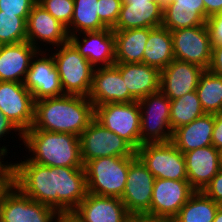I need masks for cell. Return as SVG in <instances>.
I'll use <instances>...</instances> for the list:
<instances>
[{
	"instance_id": "1",
	"label": "cell",
	"mask_w": 222,
	"mask_h": 222,
	"mask_svg": "<svg viewBox=\"0 0 222 222\" xmlns=\"http://www.w3.org/2000/svg\"><path fill=\"white\" fill-rule=\"evenodd\" d=\"M27 158L14 163V185L58 214L70 215L88 193L84 167H50Z\"/></svg>"
},
{
	"instance_id": "2",
	"label": "cell",
	"mask_w": 222,
	"mask_h": 222,
	"mask_svg": "<svg viewBox=\"0 0 222 222\" xmlns=\"http://www.w3.org/2000/svg\"><path fill=\"white\" fill-rule=\"evenodd\" d=\"M95 118L93 103L85 96L62 95L35 102L33 125L28 130L80 136Z\"/></svg>"
},
{
	"instance_id": "3",
	"label": "cell",
	"mask_w": 222,
	"mask_h": 222,
	"mask_svg": "<svg viewBox=\"0 0 222 222\" xmlns=\"http://www.w3.org/2000/svg\"><path fill=\"white\" fill-rule=\"evenodd\" d=\"M29 160L50 167H84L80 139L69 133L27 130L23 134Z\"/></svg>"
},
{
	"instance_id": "4",
	"label": "cell",
	"mask_w": 222,
	"mask_h": 222,
	"mask_svg": "<svg viewBox=\"0 0 222 222\" xmlns=\"http://www.w3.org/2000/svg\"><path fill=\"white\" fill-rule=\"evenodd\" d=\"M136 157L110 156L88 161L84 165L88 193L121 198L126 184L129 164Z\"/></svg>"
},
{
	"instance_id": "5",
	"label": "cell",
	"mask_w": 222,
	"mask_h": 222,
	"mask_svg": "<svg viewBox=\"0 0 222 222\" xmlns=\"http://www.w3.org/2000/svg\"><path fill=\"white\" fill-rule=\"evenodd\" d=\"M51 53L60 76L64 94L88 97L93 79L94 67L79 54L76 47L66 42Z\"/></svg>"
},
{
	"instance_id": "6",
	"label": "cell",
	"mask_w": 222,
	"mask_h": 222,
	"mask_svg": "<svg viewBox=\"0 0 222 222\" xmlns=\"http://www.w3.org/2000/svg\"><path fill=\"white\" fill-rule=\"evenodd\" d=\"M140 106V146L171 141V100L160 90L137 101Z\"/></svg>"
},
{
	"instance_id": "7",
	"label": "cell",
	"mask_w": 222,
	"mask_h": 222,
	"mask_svg": "<svg viewBox=\"0 0 222 222\" xmlns=\"http://www.w3.org/2000/svg\"><path fill=\"white\" fill-rule=\"evenodd\" d=\"M79 139L84 165L100 157L137 156L136 150L127 141L105 128L95 118L80 134Z\"/></svg>"
},
{
	"instance_id": "8",
	"label": "cell",
	"mask_w": 222,
	"mask_h": 222,
	"mask_svg": "<svg viewBox=\"0 0 222 222\" xmlns=\"http://www.w3.org/2000/svg\"><path fill=\"white\" fill-rule=\"evenodd\" d=\"M136 155L155 179L188 180L184 154L171 142L142 144Z\"/></svg>"
},
{
	"instance_id": "9",
	"label": "cell",
	"mask_w": 222,
	"mask_h": 222,
	"mask_svg": "<svg viewBox=\"0 0 222 222\" xmlns=\"http://www.w3.org/2000/svg\"><path fill=\"white\" fill-rule=\"evenodd\" d=\"M95 119L135 150L140 147V106L137 101L96 106Z\"/></svg>"
},
{
	"instance_id": "10",
	"label": "cell",
	"mask_w": 222,
	"mask_h": 222,
	"mask_svg": "<svg viewBox=\"0 0 222 222\" xmlns=\"http://www.w3.org/2000/svg\"><path fill=\"white\" fill-rule=\"evenodd\" d=\"M53 208L32 200L14 184L0 197V222H56Z\"/></svg>"
},
{
	"instance_id": "11",
	"label": "cell",
	"mask_w": 222,
	"mask_h": 222,
	"mask_svg": "<svg viewBox=\"0 0 222 222\" xmlns=\"http://www.w3.org/2000/svg\"><path fill=\"white\" fill-rule=\"evenodd\" d=\"M174 59L207 70L211 63L212 42L206 26L199 25L171 31Z\"/></svg>"
},
{
	"instance_id": "12",
	"label": "cell",
	"mask_w": 222,
	"mask_h": 222,
	"mask_svg": "<svg viewBox=\"0 0 222 222\" xmlns=\"http://www.w3.org/2000/svg\"><path fill=\"white\" fill-rule=\"evenodd\" d=\"M155 177L136 157L130 164L125 188L120 198L131 215L150 217V205Z\"/></svg>"
},
{
	"instance_id": "13",
	"label": "cell",
	"mask_w": 222,
	"mask_h": 222,
	"mask_svg": "<svg viewBox=\"0 0 222 222\" xmlns=\"http://www.w3.org/2000/svg\"><path fill=\"white\" fill-rule=\"evenodd\" d=\"M48 49L38 51L32 58L24 79V86L30 91L34 101L65 95L61 86L52 53Z\"/></svg>"
},
{
	"instance_id": "14",
	"label": "cell",
	"mask_w": 222,
	"mask_h": 222,
	"mask_svg": "<svg viewBox=\"0 0 222 222\" xmlns=\"http://www.w3.org/2000/svg\"><path fill=\"white\" fill-rule=\"evenodd\" d=\"M35 101L20 82L0 81V111L22 134L33 125Z\"/></svg>"
},
{
	"instance_id": "15",
	"label": "cell",
	"mask_w": 222,
	"mask_h": 222,
	"mask_svg": "<svg viewBox=\"0 0 222 222\" xmlns=\"http://www.w3.org/2000/svg\"><path fill=\"white\" fill-rule=\"evenodd\" d=\"M194 192L188 180L155 179L150 217L171 222Z\"/></svg>"
},
{
	"instance_id": "16",
	"label": "cell",
	"mask_w": 222,
	"mask_h": 222,
	"mask_svg": "<svg viewBox=\"0 0 222 222\" xmlns=\"http://www.w3.org/2000/svg\"><path fill=\"white\" fill-rule=\"evenodd\" d=\"M26 27L27 41L38 51H45L42 44L44 47L52 45L53 48H48V52L69 41L67 28L39 3H36L29 13Z\"/></svg>"
},
{
	"instance_id": "17",
	"label": "cell",
	"mask_w": 222,
	"mask_h": 222,
	"mask_svg": "<svg viewBox=\"0 0 222 222\" xmlns=\"http://www.w3.org/2000/svg\"><path fill=\"white\" fill-rule=\"evenodd\" d=\"M69 41L94 68L108 67L116 63L115 35L111 28L71 35Z\"/></svg>"
},
{
	"instance_id": "18",
	"label": "cell",
	"mask_w": 222,
	"mask_h": 222,
	"mask_svg": "<svg viewBox=\"0 0 222 222\" xmlns=\"http://www.w3.org/2000/svg\"><path fill=\"white\" fill-rule=\"evenodd\" d=\"M88 99L93 103L94 108L106 103H128L137 101L129 93L119 69L115 64L94 69Z\"/></svg>"
},
{
	"instance_id": "19",
	"label": "cell",
	"mask_w": 222,
	"mask_h": 222,
	"mask_svg": "<svg viewBox=\"0 0 222 222\" xmlns=\"http://www.w3.org/2000/svg\"><path fill=\"white\" fill-rule=\"evenodd\" d=\"M70 216L77 222H127L131 214L118 197L87 193Z\"/></svg>"
},
{
	"instance_id": "20",
	"label": "cell",
	"mask_w": 222,
	"mask_h": 222,
	"mask_svg": "<svg viewBox=\"0 0 222 222\" xmlns=\"http://www.w3.org/2000/svg\"><path fill=\"white\" fill-rule=\"evenodd\" d=\"M204 70L198 65L174 59L161 70L160 90L170 100L196 91L199 77Z\"/></svg>"
},
{
	"instance_id": "21",
	"label": "cell",
	"mask_w": 222,
	"mask_h": 222,
	"mask_svg": "<svg viewBox=\"0 0 222 222\" xmlns=\"http://www.w3.org/2000/svg\"><path fill=\"white\" fill-rule=\"evenodd\" d=\"M184 157L188 182L195 191H203L220 170V150L209 145L185 152Z\"/></svg>"
},
{
	"instance_id": "22",
	"label": "cell",
	"mask_w": 222,
	"mask_h": 222,
	"mask_svg": "<svg viewBox=\"0 0 222 222\" xmlns=\"http://www.w3.org/2000/svg\"><path fill=\"white\" fill-rule=\"evenodd\" d=\"M163 8L157 0H123L116 25L112 30L157 28L162 26Z\"/></svg>"
},
{
	"instance_id": "23",
	"label": "cell",
	"mask_w": 222,
	"mask_h": 222,
	"mask_svg": "<svg viewBox=\"0 0 222 222\" xmlns=\"http://www.w3.org/2000/svg\"><path fill=\"white\" fill-rule=\"evenodd\" d=\"M37 52L28 41L0 45V81L23 83Z\"/></svg>"
},
{
	"instance_id": "24",
	"label": "cell",
	"mask_w": 222,
	"mask_h": 222,
	"mask_svg": "<svg viewBox=\"0 0 222 222\" xmlns=\"http://www.w3.org/2000/svg\"><path fill=\"white\" fill-rule=\"evenodd\" d=\"M129 93L138 101L160 91L161 71L145 63H115Z\"/></svg>"
},
{
	"instance_id": "25",
	"label": "cell",
	"mask_w": 222,
	"mask_h": 222,
	"mask_svg": "<svg viewBox=\"0 0 222 222\" xmlns=\"http://www.w3.org/2000/svg\"><path fill=\"white\" fill-rule=\"evenodd\" d=\"M214 114H204L191 123L173 130L171 143L183 154L212 145Z\"/></svg>"
},
{
	"instance_id": "26",
	"label": "cell",
	"mask_w": 222,
	"mask_h": 222,
	"mask_svg": "<svg viewBox=\"0 0 222 222\" xmlns=\"http://www.w3.org/2000/svg\"><path fill=\"white\" fill-rule=\"evenodd\" d=\"M205 23L203 0H173L163 9L162 26L170 31Z\"/></svg>"
},
{
	"instance_id": "27",
	"label": "cell",
	"mask_w": 222,
	"mask_h": 222,
	"mask_svg": "<svg viewBox=\"0 0 222 222\" xmlns=\"http://www.w3.org/2000/svg\"><path fill=\"white\" fill-rule=\"evenodd\" d=\"M116 63H143V54L149 37V28L113 30Z\"/></svg>"
},
{
	"instance_id": "28",
	"label": "cell",
	"mask_w": 222,
	"mask_h": 222,
	"mask_svg": "<svg viewBox=\"0 0 222 222\" xmlns=\"http://www.w3.org/2000/svg\"><path fill=\"white\" fill-rule=\"evenodd\" d=\"M174 60L172 34L163 26L149 28V37L143 54V63L160 71Z\"/></svg>"
},
{
	"instance_id": "29",
	"label": "cell",
	"mask_w": 222,
	"mask_h": 222,
	"mask_svg": "<svg viewBox=\"0 0 222 222\" xmlns=\"http://www.w3.org/2000/svg\"><path fill=\"white\" fill-rule=\"evenodd\" d=\"M220 206L203 191H195L171 222H213Z\"/></svg>"
},
{
	"instance_id": "30",
	"label": "cell",
	"mask_w": 222,
	"mask_h": 222,
	"mask_svg": "<svg viewBox=\"0 0 222 222\" xmlns=\"http://www.w3.org/2000/svg\"><path fill=\"white\" fill-rule=\"evenodd\" d=\"M97 11L98 0H74L73 17L67 28L68 35L106 29Z\"/></svg>"
},
{
	"instance_id": "31",
	"label": "cell",
	"mask_w": 222,
	"mask_h": 222,
	"mask_svg": "<svg viewBox=\"0 0 222 222\" xmlns=\"http://www.w3.org/2000/svg\"><path fill=\"white\" fill-rule=\"evenodd\" d=\"M198 98L206 114L222 111V77L204 70L196 88Z\"/></svg>"
},
{
	"instance_id": "32",
	"label": "cell",
	"mask_w": 222,
	"mask_h": 222,
	"mask_svg": "<svg viewBox=\"0 0 222 222\" xmlns=\"http://www.w3.org/2000/svg\"><path fill=\"white\" fill-rule=\"evenodd\" d=\"M204 114L206 113L202 108L197 92L192 91L171 100L170 127L173 131L182 125L191 123Z\"/></svg>"
},
{
	"instance_id": "33",
	"label": "cell",
	"mask_w": 222,
	"mask_h": 222,
	"mask_svg": "<svg viewBox=\"0 0 222 222\" xmlns=\"http://www.w3.org/2000/svg\"><path fill=\"white\" fill-rule=\"evenodd\" d=\"M27 41L26 21L15 14L0 11V45Z\"/></svg>"
},
{
	"instance_id": "34",
	"label": "cell",
	"mask_w": 222,
	"mask_h": 222,
	"mask_svg": "<svg viewBox=\"0 0 222 222\" xmlns=\"http://www.w3.org/2000/svg\"><path fill=\"white\" fill-rule=\"evenodd\" d=\"M39 4L66 28L69 27L73 17L74 0H41Z\"/></svg>"
},
{
	"instance_id": "35",
	"label": "cell",
	"mask_w": 222,
	"mask_h": 222,
	"mask_svg": "<svg viewBox=\"0 0 222 222\" xmlns=\"http://www.w3.org/2000/svg\"><path fill=\"white\" fill-rule=\"evenodd\" d=\"M123 0H98V15L100 21L107 27L113 28L119 17Z\"/></svg>"
},
{
	"instance_id": "36",
	"label": "cell",
	"mask_w": 222,
	"mask_h": 222,
	"mask_svg": "<svg viewBox=\"0 0 222 222\" xmlns=\"http://www.w3.org/2000/svg\"><path fill=\"white\" fill-rule=\"evenodd\" d=\"M35 4V0H0V11L20 16L27 22L29 13Z\"/></svg>"
},
{
	"instance_id": "37",
	"label": "cell",
	"mask_w": 222,
	"mask_h": 222,
	"mask_svg": "<svg viewBox=\"0 0 222 222\" xmlns=\"http://www.w3.org/2000/svg\"><path fill=\"white\" fill-rule=\"evenodd\" d=\"M7 151L9 150L6 146L0 147V184H14V162L8 160L4 162L7 153H10Z\"/></svg>"
},
{
	"instance_id": "38",
	"label": "cell",
	"mask_w": 222,
	"mask_h": 222,
	"mask_svg": "<svg viewBox=\"0 0 222 222\" xmlns=\"http://www.w3.org/2000/svg\"><path fill=\"white\" fill-rule=\"evenodd\" d=\"M206 26L213 45H222V12L210 16L206 20Z\"/></svg>"
},
{
	"instance_id": "39",
	"label": "cell",
	"mask_w": 222,
	"mask_h": 222,
	"mask_svg": "<svg viewBox=\"0 0 222 222\" xmlns=\"http://www.w3.org/2000/svg\"><path fill=\"white\" fill-rule=\"evenodd\" d=\"M203 192L217 204L222 205V165L211 182L203 189Z\"/></svg>"
},
{
	"instance_id": "40",
	"label": "cell",
	"mask_w": 222,
	"mask_h": 222,
	"mask_svg": "<svg viewBox=\"0 0 222 222\" xmlns=\"http://www.w3.org/2000/svg\"><path fill=\"white\" fill-rule=\"evenodd\" d=\"M209 71L222 77V45H213Z\"/></svg>"
},
{
	"instance_id": "41",
	"label": "cell",
	"mask_w": 222,
	"mask_h": 222,
	"mask_svg": "<svg viewBox=\"0 0 222 222\" xmlns=\"http://www.w3.org/2000/svg\"><path fill=\"white\" fill-rule=\"evenodd\" d=\"M212 145L218 150L222 149V111L214 114Z\"/></svg>"
},
{
	"instance_id": "42",
	"label": "cell",
	"mask_w": 222,
	"mask_h": 222,
	"mask_svg": "<svg viewBox=\"0 0 222 222\" xmlns=\"http://www.w3.org/2000/svg\"><path fill=\"white\" fill-rule=\"evenodd\" d=\"M17 134L19 136V141L23 140V134L20 132V130L10 122V120L0 111V140L2 139L3 141L6 140V138H2L6 136L7 134L9 135V132Z\"/></svg>"
},
{
	"instance_id": "43",
	"label": "cell",
	"mask_w": 222,
	"mask_h": 222,
	"mask_svg": "<svg viewBox=\"0 0 222 222\" xmlns=\"http://www.w3.org/2000/svg\"><path fill=\"white\" fill-rule=\"evenodd\" d=\"M205 7V20L210 16L222 12V0H203Z\"/></svg>"
},
{
	"instance_id": "44",
	"label": "cell",
	"mask_w": 222,
	"mask_h": 222,
	"mask_svg": "<svg viewBox=\"0 0 222 222\" xmlns=\"http://www.w3.org/2000/svg\"><path fill=\"white\" fill-rule=\"evenodd\" d=\"M127 222H170L165 219L149 217L146 215H131Z\"/></svg>"
},
{
	"instance_id": "45",
	"label": "cell",
	"mask_w": 222,
	"mask_h": 222,
	"mask_svg": "<svg viewBox=\"0 0 222 222\" xmlns=\"http://www.w3.org/2000/svg\"><path fill=\"white\" fill-rule=\"evenodd\" d=\"M56 222H77L74 218H72L70 215H60Z\"/></svg>"
},
{
	"instance_id": "46",
	"label": "cell",
	"mask_w": 222,
	"mask_h": 222,
	"mask_svg": "<svg viewBox=\"0 0 222 222\" xmlns=\"http://www.w3.org/2000/svg\"><path fill=\"white\" fill-rule=\"evenodd\" d=\"M213 222H222V205L218 208Z\"/></svg>"
},
{
	"instance_id": "47",
	"label": "cell",
	"mask_w": 222,
	"mask_h": 222,
	"mask_svg": "<svg viewBox=\"0 0 222 222\" xmlns=\"http://www.w3.org/2000/svg\"><path fill=\"white\" fill-rule=\"evenodd\" d=\"M173 0H157L159 5L164 9L167 7Z\"/></svg>"
},
{
	"instance_id": "48",
	"label": "cell",
	"mask_w": 222,
	"mask_h": 222,
	"mask_svg": "<svg viewBox=\"0 0 222 222\" xmlns=\"http://www.w3.org/2000/svg\"><path fill=\"white\" fill-rule=\"evenodd\" d=\"M13 184H0V197L2 195V193L9 189Z\"/></svg>"
},
{
	"instance_id": "49",
	"label": "cell",
	"mask_w": 222,
	"mask_h": 222,
	"mask_svg": "<svg viewBox=\"0 0 222 222\" xmlns=\"http://www.w3.org/2000/svg\"><path fill=\"white\" fill-rule=\"evenodd\" d=\"M220 158H221V165H222V149H220Z\"/></svg>"
}]
</instances>
